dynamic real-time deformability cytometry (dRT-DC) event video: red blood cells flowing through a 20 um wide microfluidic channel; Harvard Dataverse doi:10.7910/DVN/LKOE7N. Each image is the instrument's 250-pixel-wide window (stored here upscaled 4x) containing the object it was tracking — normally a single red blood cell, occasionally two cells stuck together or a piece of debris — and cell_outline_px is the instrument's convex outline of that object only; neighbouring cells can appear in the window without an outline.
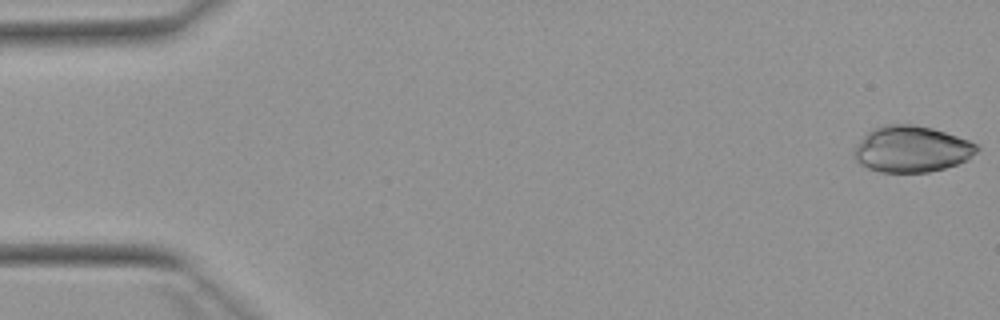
{"species": "Egyptian fruit bat (a non-hibernating species)", "species_latin": "Rousettus aegyptiacus", "temperature_condition": "warm", "stored_images_in_passage": 52, "camera_frame_rate_fps": 3000, "um_per_image_px": 0.085, "animal": {"sex": "female"}, "frame": {"image": 1, "passage_image": 1, "time_ms": 0.0, "image_size_px": [1000, 320], "cell_outline_px": [[980, 148], [968, 160], [944, 168], [928, 172], [880, 172], [868, 168], [860, 164], [856, 160], [852, 152], [852, 148], [872, 128], [884, 124], [912, 124], [932, 128], [968, 140], [976, 144]], "centroid_in_image_um": [77.45, 12.67], "position_along_channel_um": 7.6, "area_um2": 33.18}}
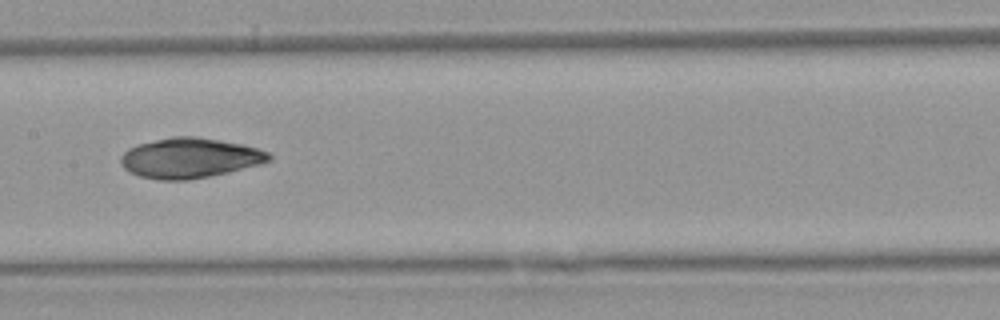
{"frame": {"image": 2, "passage_image": 26, "time_ms": 8.333, "image_size_px": [1000, 320], "cell_outline_px": [[272, 160], [260, 164], [228, 172], [188, 180], [160, 180], [140, 176], [124, 168], [120, 160], [120, 156], [128, 148], [136, 144], [172, 136], [196, 136], [220, 140], [240, 144], [256, 148], [268, 152], [272, 156]], "centroid_in_image_um": [16.11, 13.42], "position_along_channel_um": 191.3, "area_um2": 34.51}}
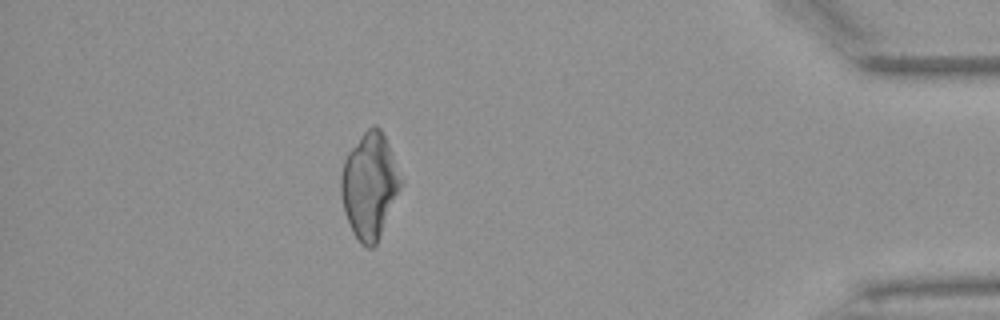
{"frame": {"image": 3, "passage_image": 46, "time_ms": 15.0, "image_size_px": [1000, 320], "cell_outline_px": [[404, 184], [376, 244], [372, 248], [368, 248], [360, 244], [352, 232], [344, 212], [340, 192], [340, 176], [344, 160], [348, 152], [360, 136], [372, 124], [376, 124], [380, 128], [388, 144], [404, 180]], "centroid_in_image_um": [31.42, 15.79], "position_along_channel_um": 403.8, "area_um2": 37.28}}